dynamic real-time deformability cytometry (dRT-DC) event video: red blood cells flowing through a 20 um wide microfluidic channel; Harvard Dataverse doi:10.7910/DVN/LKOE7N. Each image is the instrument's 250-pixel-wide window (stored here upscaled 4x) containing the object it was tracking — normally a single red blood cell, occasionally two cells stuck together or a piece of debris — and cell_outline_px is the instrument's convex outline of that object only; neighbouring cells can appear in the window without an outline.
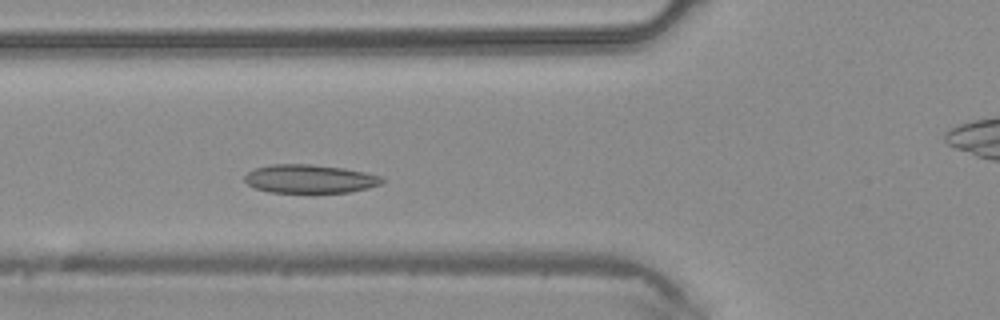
{"species": "common noctule bat (a hibernating species)", "species_latin": "Nyctalus noctula", "temperature_condition": "warm", "stored_images_in_passage": 38, "camera_frame_rate_fps": 3000, "um_per_image_px": 0.085, "animal": {"sex": "male", "body_mass_g": 20.4}, "frame": {"image": 1, "passage_image": 10, "time_ms": 3.0, "image_size_px": [1000, 320], "cell_outline_px": [[384, 180], [380, 184], [368, 188], [348, 192], [272, 192], [256, 188], [248, 184], [244, 180], [244, 176], [248, 172], [256, 168], [272, 164], [312, 164], [344, 168], [364, 172], [380, 176]], "centroid_in_image_um": [26.32, 15.19], "position_along_channel_um": 99.5, "area_um2": 22.6}}
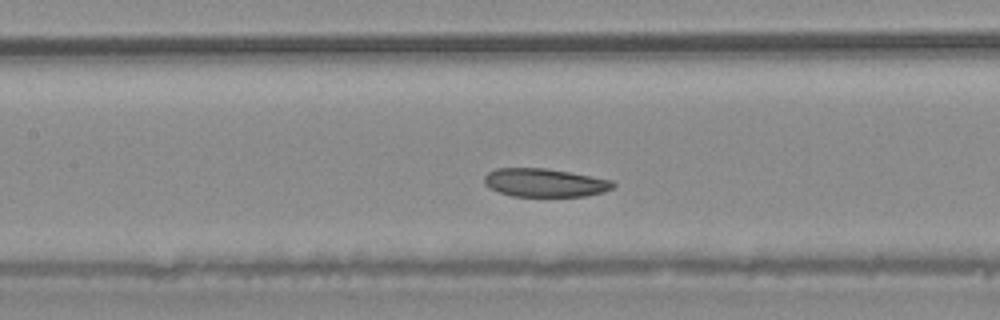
{"frame": {"image": 2, "passage_image": 14, "time_ms": 4.333, "image_size_px": [1000, 320], "cell_outline_px": [[616, 184], [612, 188], [604, 192], [584, 196], [512, 196], [488, 188], [484, 184], [484, 176], [488, 172], [496, 168], [544, 168], [568, 172], [612, 180]], "centroid_in_image_um": [46.27, 15.53], "position_along_channel_um": 161.1, "area_um2": 21.21}}
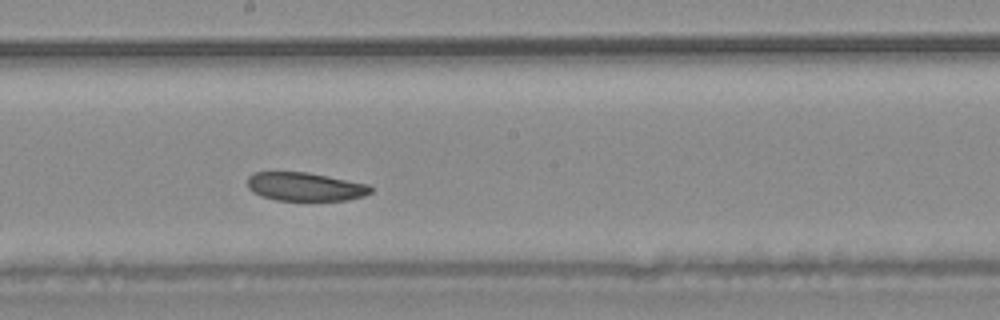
{"frame": {"image": 3, "passage_image": 18, "time_ms": 5.667, "image_size_px": [1000, 320], "cell_outline_px": [[372, 192], [364, 196], [348, 200], [276, 200], [260, 196], [252, 192], [248, 188], [248, 176], [252, 172], [308, 172], [368, 184], [372, 188]], "centroid_in_image_um": [25.92, 15.87], "position_along_channel_um": 222.3, "area_um2": 20.58}}